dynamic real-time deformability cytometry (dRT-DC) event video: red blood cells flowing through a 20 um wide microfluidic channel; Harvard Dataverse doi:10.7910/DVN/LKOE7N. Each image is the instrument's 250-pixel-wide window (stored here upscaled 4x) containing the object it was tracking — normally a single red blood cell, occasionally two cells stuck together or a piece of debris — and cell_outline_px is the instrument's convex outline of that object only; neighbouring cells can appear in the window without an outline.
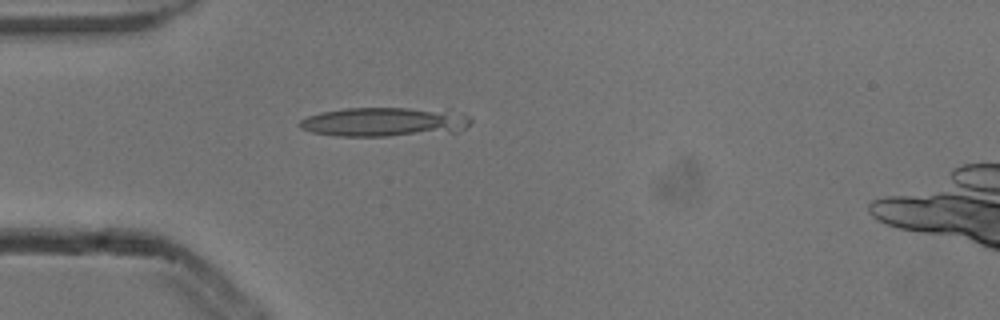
{"species": "common noctule bat (a hibernating species)", "species_latin": "Nyctalus noctula", "temperature_condition": "cold", "stored_images_in_passage": 5, "camera_frame_rate_fps": 3000, "um_per_image_px": 0.085, "animal": {"sex": "male", "body_mass_g": 13.3}, "frame": {"image": 1, "passage_image": 4, "time_ms": 1.0, "image_size_px": [1000, 320], "cell_outline_px": [[472, 124], [456, 132], [388, 136], [336, 136], [312, 132], [300, 128], [296, 124], [300, 120], [308, 116], [320, 112], [344, 108], [448, 108], [464, 112], [472, 120]], "centroid_in_image_um": [32.77, 10.35], "position_along_channel_um": 52.2, "area_um2": 30.0}}